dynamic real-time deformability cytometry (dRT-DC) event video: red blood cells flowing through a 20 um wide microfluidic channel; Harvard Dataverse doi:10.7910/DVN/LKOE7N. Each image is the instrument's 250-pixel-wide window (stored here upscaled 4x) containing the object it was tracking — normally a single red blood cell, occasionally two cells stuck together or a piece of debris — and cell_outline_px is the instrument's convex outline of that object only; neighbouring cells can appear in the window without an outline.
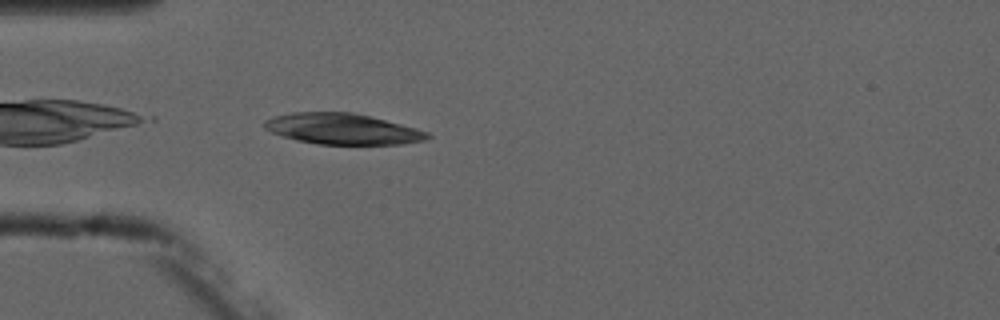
{"species": "common noctule bat (a hibernating species)", "species_latin": "Nyctalus noctula", "temperature_condition": "cold", "stored_images_in_passage": 4, "camera_frame_rate_fps": 3000, "um_per_image_px": 0.085, "animal": {"sex": "male", "forearm_length_mm": 52.5}, "frame": {"image": 1, "passage_image": 4, "time_ms": 3.667, "image_size_px": [1000, 320], "cell_outline_px": [[432, 136], [424, 140], [400, 144], [316, 144], [296, 140], [272, 132], [264, 128], [264, 120], [276, 116], [292, 112], [352, 112], [416, 128], [428, 132]], "centroid_in_image_um": [29.09, 10.96], "position_along_channel_um": 55.9, "area_um2": 29.02}}